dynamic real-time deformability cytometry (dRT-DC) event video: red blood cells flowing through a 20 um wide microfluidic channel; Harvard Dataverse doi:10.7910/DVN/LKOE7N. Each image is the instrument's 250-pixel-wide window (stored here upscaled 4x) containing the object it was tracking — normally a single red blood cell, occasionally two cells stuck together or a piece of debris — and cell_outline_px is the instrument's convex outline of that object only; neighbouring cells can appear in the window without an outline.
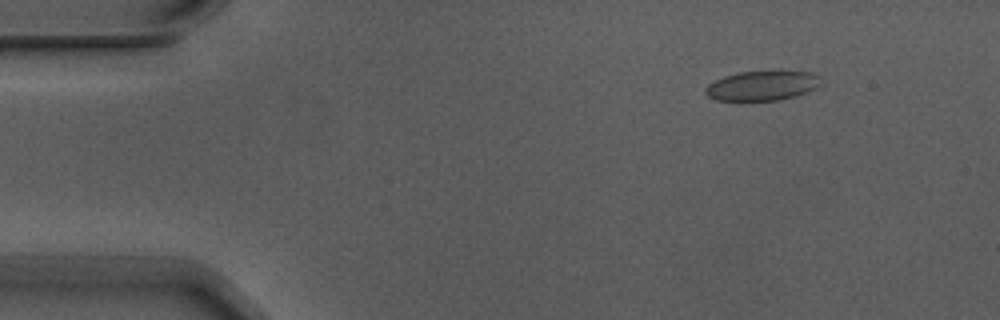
{"species": "Egyptian fruit bat (a non-hibernating species)", "species_latin": "Rousettus aegyptiacus", "temperature_condition": "warm", "stored_images_in_passage": 7, "camera_frame_rate_fps": 3000, "um_per_image_px": 0.085, "animal": {"sex": "male"}, "frame": {"image": 1, "passage_image": 2, "time_ms": 0.333, "image_size_px": [1000, 320], "cell_outline_px": [[820, 84], [816, 88], [796, 96], [776, 100], [716, 100], [708, 96], [704, 92], [704, 88], [708, 84], [724, 76], [740, 72], [812, 72], [816, 76]], "centroid_in_image_um": [64.73, 7.3], "position_along_channel_um": 20.3, "area_um2": 19.48}}
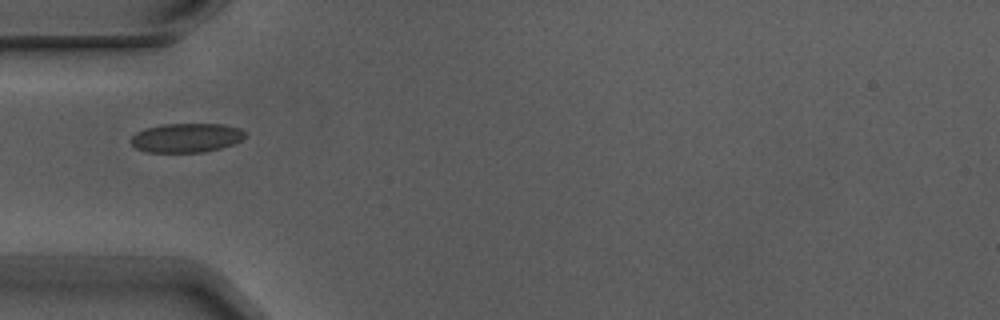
{"frame": {"image": 2, "passage_image": 5, "time_ms": 1.333, "image_size_px": [1000, 320], "cell_outline_px": [[244, 136], [240, 140], [232, 144], [220, 148], [204, 152], [148, 152], [136, 148], [132, 144], [132, 136], [136, 132], [148, 128], [164, 124], [224, 124], [240, 128], [244, 132]], "centroid_in_image_um": [15.84, 11.71], "position_along_channel_um": 69.2, "area_um2": 19.13}}
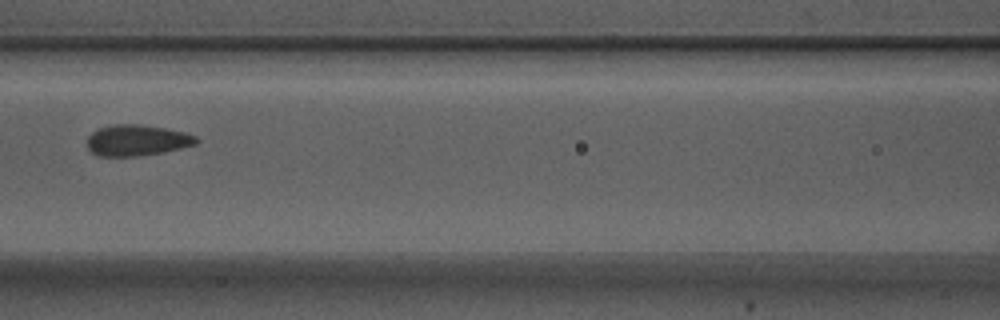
{"frame": {"image": 3, "passage_image": 7, "time_ms": 2.0, "image_size_px": [1000, 320], "cell_outline_px": [[200, 140], [196, 144], [180, 148], [160, 152], [136, 156], [100, 156], [92, 152], [88, 148], [88, 136], [92, 132], [100, 128], [116, 124], [140, 124], [164, 128], [184, 132], [196, 136]], "centroid_in_image_um": [11.64, 11.92], "position_along_channel_um": 155.0, "area_um2": 19.48}}